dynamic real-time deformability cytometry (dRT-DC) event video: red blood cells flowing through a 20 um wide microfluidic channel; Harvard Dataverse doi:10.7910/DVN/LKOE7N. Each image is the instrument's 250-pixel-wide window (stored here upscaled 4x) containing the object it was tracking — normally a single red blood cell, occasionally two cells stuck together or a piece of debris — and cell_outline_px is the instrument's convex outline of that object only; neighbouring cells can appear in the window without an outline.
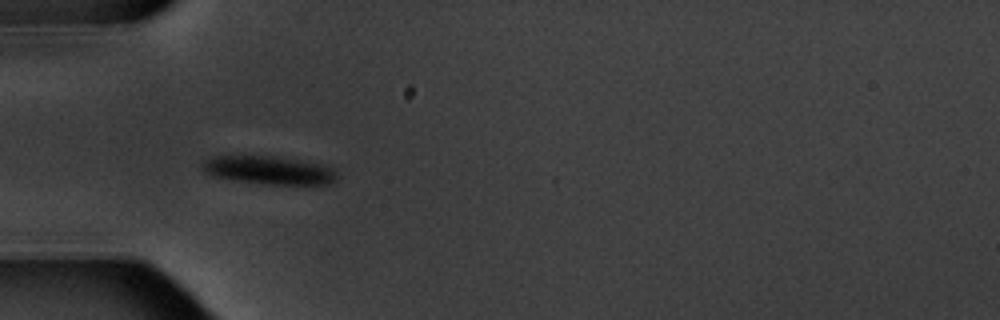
{"species": "common noctule bat (a hibernating species)", "species_latin": "Nyctalus noctula", "temperature_condition": "warm", "stored_images_in_passage": 5, "camera_frame_rate_fps": 3000, "um_per_image_px": 0.085, "animal": {"sex": "male", "body_mass_g": 20.1, "forearm_length_mm": 53.5}, "frame": {"image": 1, "passage_image": 5, "time_ms": 5.0, "image_size_px": [1000, 320], "cell_outline_px": [[336, 180], [328, 184], [260, 184], [212, 176], [204, 172], [204, 160], [216, 156], [244, 152], [276, 156], [300, 160], [320, 164], [332, 168], [336, 172]], "centroid_in_image_um": [22.79, 14.42], "position_along_channel_um": 62.2, "area_um2": 22.83}}